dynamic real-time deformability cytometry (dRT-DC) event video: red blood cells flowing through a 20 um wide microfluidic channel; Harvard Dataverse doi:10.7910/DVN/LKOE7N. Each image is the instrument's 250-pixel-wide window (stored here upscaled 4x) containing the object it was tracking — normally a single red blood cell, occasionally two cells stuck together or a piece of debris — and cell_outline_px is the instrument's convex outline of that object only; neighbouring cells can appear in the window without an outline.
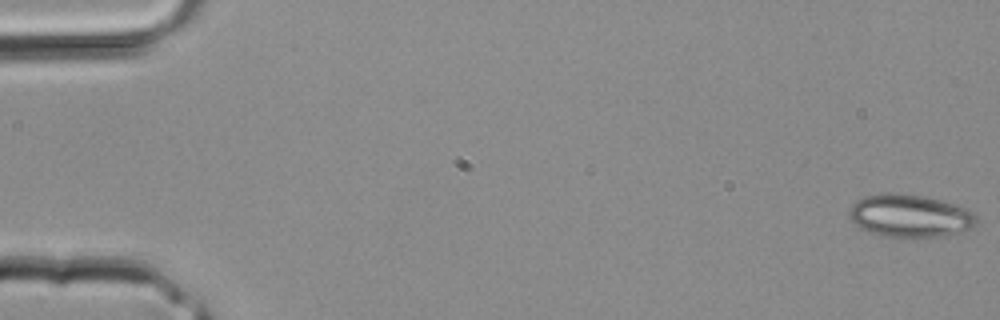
{"species": "common noctule bat (a hibernating species)", "species_latin": "Nyctalus noctula", "temperature_condition": "room temperature", "stored_images_in_passage": 4, "camera_frame_rate_fps": 3000, "um_per_image_px": 0.085, "animal": {"sex": "male", "body_mass_g": 20.4}, "frame": {"image": 1, "passage_image": 1, "time_ms": 0.0, "image_size_px": [1000, 320], "cell_outline_px": [[976, 224], [968, 228], [956, 232], [940, 236], [884, 236], [860, 228], [848, 216], [848, 212], [852, 204], [856, 200], [864, 196], [884, 192], [896, 192], [924, 196], [952, 204], [964, 208], [972, 212], [976, 216]], "centroid_in_image_um": [77.26, 18.31], "position_along_channel_um": 7.7, "area_um2": 31.15}}